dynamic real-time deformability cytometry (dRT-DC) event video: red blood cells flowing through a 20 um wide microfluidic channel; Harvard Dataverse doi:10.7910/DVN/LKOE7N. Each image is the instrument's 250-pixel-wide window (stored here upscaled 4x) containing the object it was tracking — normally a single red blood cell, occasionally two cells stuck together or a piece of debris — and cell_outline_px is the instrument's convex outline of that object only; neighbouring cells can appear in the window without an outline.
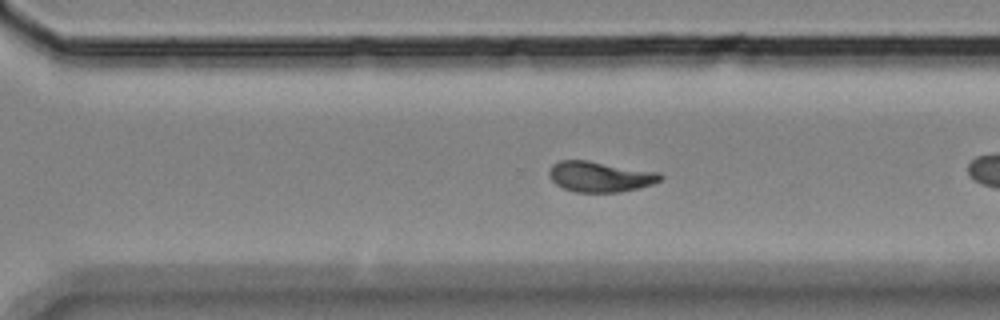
{"species": "Egyptian fruit bat (a non-hibernating species)", "species_latin": "Rousettus aegyptiacus", "temperature_condition": "room temperature", "stored_images_in_passage": 42, "camera_frame_rate_fps": 3000, "um_per_image_px": 0.085, "animal": {"sex": "female"}, "frame": {"image": 1, "passage_image": 24, "time_ms": 7.667, "image_size_px": [1000, 320], "cell_outline_px": [[664, 176], [660, 180], [652, 184], [640, 188], [620, 192], [576, 192], [564, 188], [556, 184], [548, 176], [548, 172], [552, 164], [560, 160], [588, 160], [660, 172]], "centroid_in_image_um": [51.01, 15.01], "position_along_channel_um": 319.6, "area_um2": 19.94}, "authors_computed_cell_mechanics": {"area_um2": 19.4786, "velocity_mm_per_s": 3.5387, "shape_relaxation_time_tau1_ms": 4.5326, "shape_relaxation_time_tau2_ms": 1.9236, "deformation_change_tau1": 0.1424, "deformation_change_tau2": 0.0508}}